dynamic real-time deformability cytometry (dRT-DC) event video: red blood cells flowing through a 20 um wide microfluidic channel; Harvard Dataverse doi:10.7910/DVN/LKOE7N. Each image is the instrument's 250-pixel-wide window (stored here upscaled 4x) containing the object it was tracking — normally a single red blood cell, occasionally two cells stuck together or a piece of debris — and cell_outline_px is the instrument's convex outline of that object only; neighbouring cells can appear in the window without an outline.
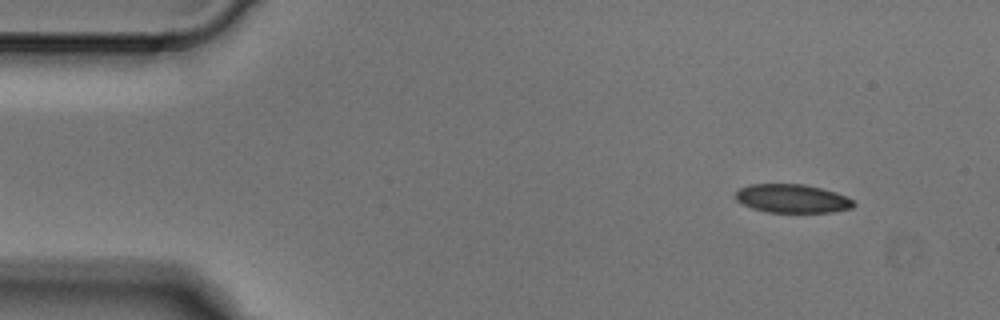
{"species": "Egyptian fruit bat (a non-hibernating species)", "species_latin": "Rousettus aegyptiacus", "temperature_condition": "cold", "stored_images_in_passage": 4, "camera_frame_rate_fps": 3000, "um_per_image_px": 0.085, "animal": {"sex": "male"}, "frame": {"image": 1, "passage_image": 1, "time_ms": 0.0, "image_size_px": [1000, 320], "cell_outline_px": [[856, 204], [852, 208], [832, 212], [768, 212], [752, 208], [736, 200], [732, 196], [740, 188], [748, 184], [804, 184], [836, 192], [852, 200]], "centroid_in_image_um": [67.31, 16.87], "position_along_channel_um": 17.7, "area_um2": 19.65}}